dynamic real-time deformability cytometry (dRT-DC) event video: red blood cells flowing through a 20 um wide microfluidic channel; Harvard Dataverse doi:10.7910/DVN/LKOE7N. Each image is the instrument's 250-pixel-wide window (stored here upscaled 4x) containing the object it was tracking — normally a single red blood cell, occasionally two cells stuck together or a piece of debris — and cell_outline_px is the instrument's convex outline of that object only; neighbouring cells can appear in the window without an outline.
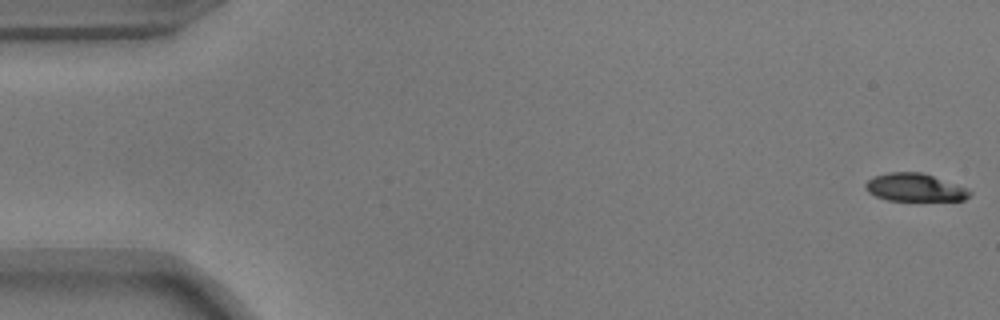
{"species": "common noctule bat (a hibernating species)", "species_latin": "Nyctalus noctula", "temperature_condition": "warm", "stored_images_in_passage": 55, "camera_frame_rate_fps": 3000, "um_per_image_px": 0.085, "animal": {"sex": "male", "body_mass_g": 17.9}, "frame": {"image": 1, "passage_image": 1, "time_ms": 0.0, "image_size_px": [1000, 320], "cell_outline_px": [[972, 196], [964, 200], [888, 200], [876, 196], [868, 192], [864, 188], [864, 184], [872, 176], [888, 172], [920, 172], [968, 188], [972, 192]], "centroid_in_image_um": [77.75, 15.93], "position_along_channel_um": 7.3, "area_um2": 16.94}}
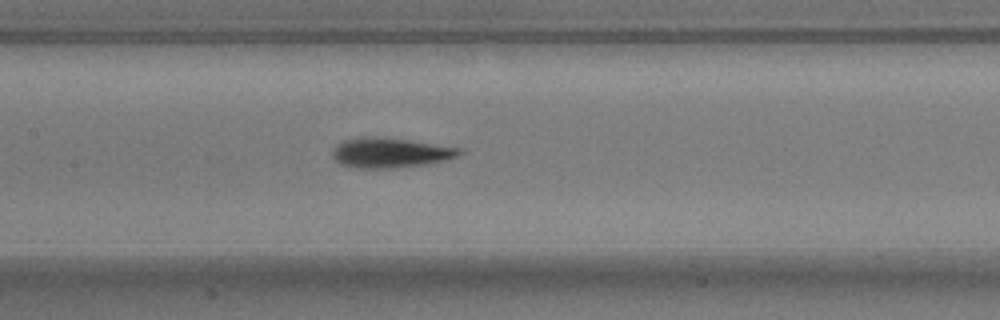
{"frame": {"image": 2, "passage_image": 26, "time_ms": 8.333, "image_size_px": [1000, 320], "cell_outline_px": [[464, 152], [448, 160], [428, 164], [396, 168], [360, 168], [340, 164], [332, 156], [332, 148], [336, 144], [344, 140], [360, 136], [376, 136], [408, 140], [464, 148]], "centroid_in_image_um": [33.19, 12.97], "position_along_channel_um": 174.2, "area_um2": 22.48}}
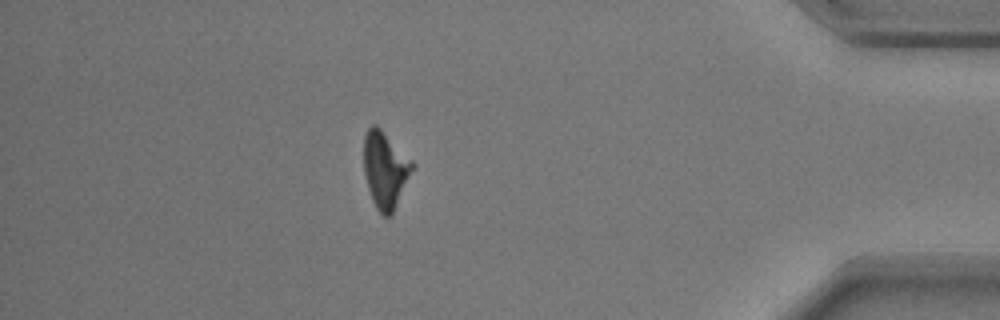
{"frame": {"image": 3, "passage_image": 48, "time_ms": 15.667, "image_size_px": [1000, 320], "cell_outline_px": [[416, 164], [392, 216], [384, 216], [376, 208], [372, 200], [364, 176], [364, 136], [368, 128], [372, 124], [376, 124]], "centroid_in_image_um": [32.75, 14.44], "position_along_channel_um": 402.5, "area_um2": 21.79}, "authors_computed_cell_mechanics": {"area_um2": 20.808, "velocity_mm_per_s": 3.7051, "shape_relaxation_time_tau1_ms": 2.9694, "shape_relaxation_time_tau2_ms": 4.652, "deformation_change_tau1": 0.1159, "deformation_change_tau2": 0.1683}}